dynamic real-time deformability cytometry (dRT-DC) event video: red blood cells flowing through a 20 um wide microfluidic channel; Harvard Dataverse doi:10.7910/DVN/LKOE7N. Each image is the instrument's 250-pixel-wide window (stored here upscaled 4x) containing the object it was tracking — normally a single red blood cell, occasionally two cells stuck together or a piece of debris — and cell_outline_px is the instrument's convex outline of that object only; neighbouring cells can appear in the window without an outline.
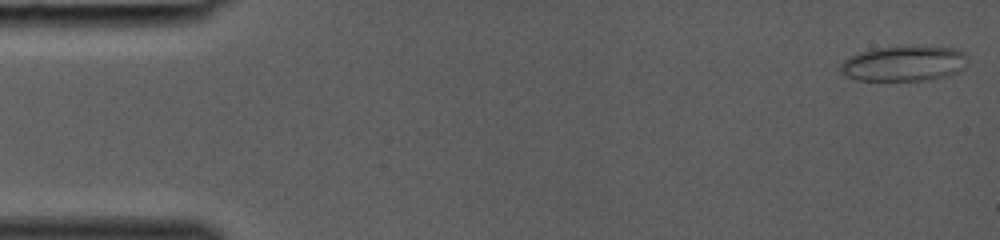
{"species": "common noctule bat (a hibernating species)", "species_latin": "Nyctalus noctula", "temperature_condition": "room temperature", "stored_images_in_passage": 39, "camera_frame_rate_fps": 3000, "um_per_image_px": 0.085, "animal": {"sex": "female", "body_mass_g": 19.0, "forearm_length_mm": 53.3}, "frame": {"image": 1, "passage_image": 1, "time_ms": 0.0, "image_size_px": [1000, 240], "cell_outline_px": [[964, 68], [948, 76], [924, 80], [856, 80], [848, 76], [840, 68], [840, 64], [844, 60], [860, 52], [876, 48], [956, 48], [964, 52]], "centroid_in_image_um": [76.81, 5.43], "position_along_channel_um": 8.2, "area_um2": 25.14}}
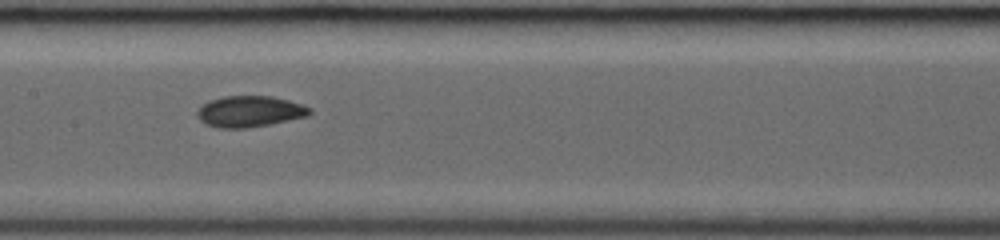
{"frame": {"image": 2, "passage_image": 20, "time_ms": 6.333, "image_size_px": [1000, 240], "cell_outline_px": [[312, 112], [308, 116], [268, 124], [244, 128], [220, 128], [204, 124], [196, 116], [196, 112], [208, 100], [224, 96], [272, 96], [304, 104], [312, 108]], "centroid_in_image_um": [21.23, 9.46], "position_along_channel_um": 186.2, "area_um2": 20.46}}
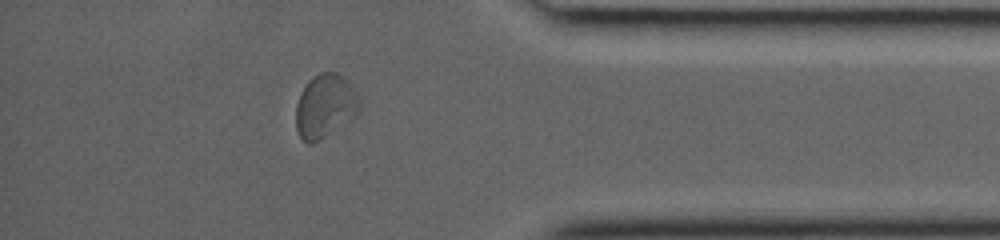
{"frame": {"image": 3, "passage_image": 34, "time_ms": 11.0, "image_size_px": [1000, 240], "cell_outline_px": [[360, 108], [356, 116], [312, 144], [308, 144], [300, 136], [296, 128], [296, 104], [300, 92], [308, 80], [312, 76], [320, 72], [336, 72], [344, 76], [360, 100]], "centroid_in_image_um": [27.62, 8.99], "position_along_channel_um": 407.6, "area_um2": 23.52}}